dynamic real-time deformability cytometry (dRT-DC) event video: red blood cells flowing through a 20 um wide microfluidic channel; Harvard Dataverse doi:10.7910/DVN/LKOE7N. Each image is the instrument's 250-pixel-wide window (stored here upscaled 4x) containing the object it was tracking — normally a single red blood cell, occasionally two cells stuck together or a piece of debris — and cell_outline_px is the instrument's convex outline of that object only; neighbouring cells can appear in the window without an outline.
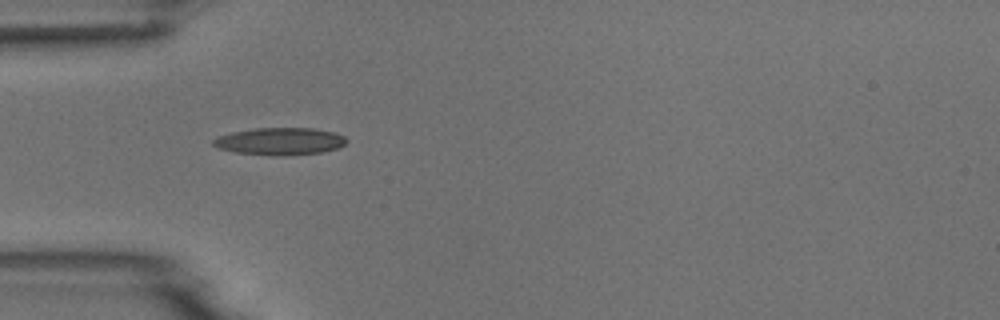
{"species": "common noctule bat (a hibernating species)", "species_latin": "Nyctalus noctula", "temperature_condition": "room temperature", "stored_images_in_passage": 2, "camera_frame_rate_fps": 3000, "um_per_image_px": 0.085, "animal": {"sex": "male", "body_mass_g": 18.8}, "frame": {"image": 1, "passage_image": 1, "time_ms": 0.0, "image_size_px": [1000, 320], "cell_outline_px": [[348, 140], [344, 144], [336, 148], [324, 152], [284, 156], [280, 156], [236, 152], [216, 148], [212, 144], [212, 140], [216, 136], [232, 132], [256, 128], [312, 128], [336, 132], [344, 136]], "centroid_in_image_um": [23.78, 12.01], "position_along_channel_um": 61.2, "area_um2": 21.33}}